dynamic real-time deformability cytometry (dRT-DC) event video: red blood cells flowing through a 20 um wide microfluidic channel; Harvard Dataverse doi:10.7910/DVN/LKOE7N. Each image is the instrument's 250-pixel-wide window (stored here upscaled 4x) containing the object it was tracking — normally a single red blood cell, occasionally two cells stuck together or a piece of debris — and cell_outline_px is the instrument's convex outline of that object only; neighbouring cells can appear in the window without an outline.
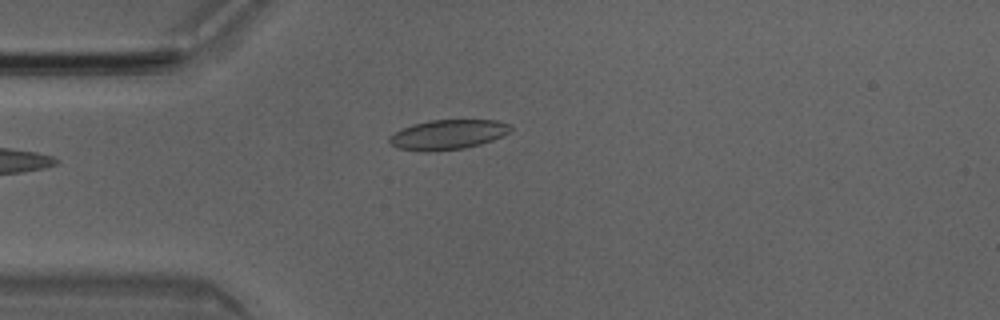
{"species": "Egyptian fruit bat (a non-hibernating species)", "species_latin": "Rousettus aegyptiacus", "temperature_condition": "room temperature", "stored_images_in_passage": 38, "camera_frame_rate_fps": 3000, "um_per_image_px": 0.085, "animal": {"sex": "male"}, "frame": {"image": 1, "passage_image": 1, "time_ms": 0.0, "image_size_px": [1000, 320], "cell_outline_px": [[512, 128], [504, 136], [480, 144], [464, 148], [428, 152], [424, 152], [396, 148], [388, 144], [388, 136], [412, 124], [428, 120], [496, 120], [508, 124]], "centroid_in_image_um": [38.02, 11.45], "position_along_channel_um": 47.0, "area_um2": 21.15}}
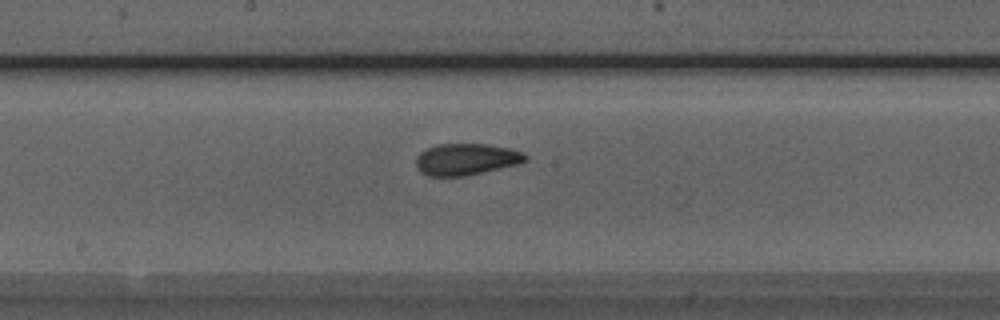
{"frame": {"image": 2, "passage_image": 14, "time_ms": 4.333, "image_size_px": [1000, 320], "cell_outline_px": [[528, 160], [520, 164], [468, 176], [428, 176], [420, 172], [416, 168], [416, 156], [420, 152], [436, 144], [484, 144], [508, 148], [524, 152], [528, 156]], "centroid_in_image_um": [39.64, 13.55], "position_along_channel_um": 208.6, "area_um2": 20.46}}
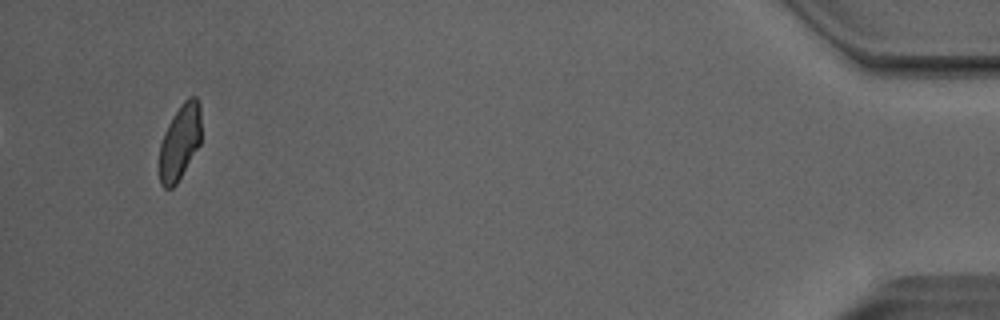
{"frame": {"image": 3, "passage_image": 36, "time_ms": 11.667, "image_size_px": [1000, 320], "cell_outline_px": [[200, 144], [176, 184], [172, 188], [164, 188], [160, 184], [160, 144], [164, 132], [168, 124], [180, 104], [188, 96], [196, 96], [200, 104]], "centroid_in_image_um": [15.29, 12.04], "position_along_channel_um": 419.9, "area_um2": 18.26}, "authors_computed_cell_mechanics": {"area_um2": 19.8832, "velocity_mm_per_s": 4.0283, "shape_relaxation_time_tau1_ms": null, "shape_relaxation_time_tau2_ms": 1.236, "deformation_change_tau1": null, "deformation_change_tau2": 0.0734}}